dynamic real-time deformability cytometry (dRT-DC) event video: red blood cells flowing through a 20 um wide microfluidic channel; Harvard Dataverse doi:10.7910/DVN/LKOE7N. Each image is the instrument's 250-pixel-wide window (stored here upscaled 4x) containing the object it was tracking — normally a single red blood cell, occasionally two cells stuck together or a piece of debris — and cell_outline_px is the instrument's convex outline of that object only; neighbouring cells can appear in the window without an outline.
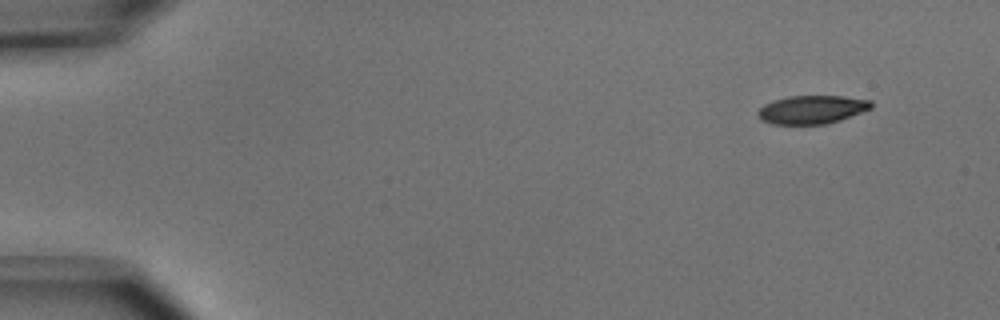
{"species": "common noctule bat (a hibernating species)", "species_latin": "Nyctalus noctula", "temperature_condition": "cold", "stored_images_in_passage": 13, "camera_frame_rate_fps": 3000, "um_per_image_px": 0.085, "animal": {"sex": "male", "body_mass_g": 15.6}, "frame": {"image": 1, "passage_image": 1, "time_ms": 0.0, "image_size_px": [1000, 320], "cell_outline_px": [[872, 108], [840, 120], [828, 124], [772, 124], [760, 120], [756, 112], [764, 104], [772, 100], [788, 96], [844, 96], [872, 100]], "centroid_in_image_um": [68.99, 9.31], "position_along_channel_um": 16.0, "area_um2": 18.9}}